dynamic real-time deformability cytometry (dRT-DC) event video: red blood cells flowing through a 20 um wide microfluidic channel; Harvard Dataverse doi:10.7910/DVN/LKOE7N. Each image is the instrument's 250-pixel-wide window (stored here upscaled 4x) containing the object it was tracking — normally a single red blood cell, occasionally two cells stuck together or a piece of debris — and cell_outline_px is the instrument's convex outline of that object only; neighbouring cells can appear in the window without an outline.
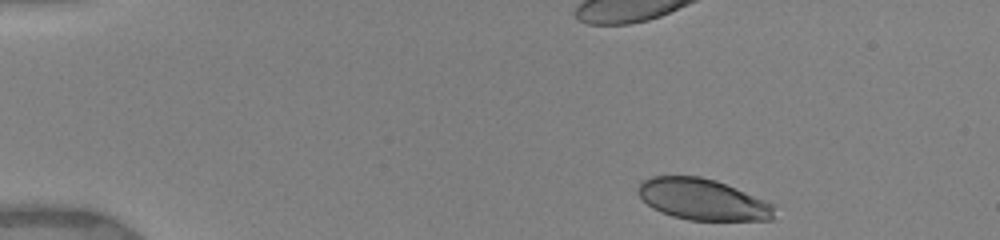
{"species": "human", "species_latin": "Homo sapiens", "temperature_condition": "warm", "stored_images_in_passage": 19, "camera_frame_rate_fps": 3000, "um_per_image_px": 0.085, "donor": {"sex": "female"}, "frame": {"image": 1, "passage_image": 1, "time_ms": 0.0, "image_size_px": [1000, 240], "cell_outline_px": [[776, 204], [772, 220], [688, 220], [672, 216], [660, 212], [652, 208], [636, 192], [636, 188], [640, 180], [652, 176], [700, 176], [716, 180]], "centroid_in_image_um": [59.71, 16.94], "position_along_channel_um": 25.3, "area_um2": 33.06}}
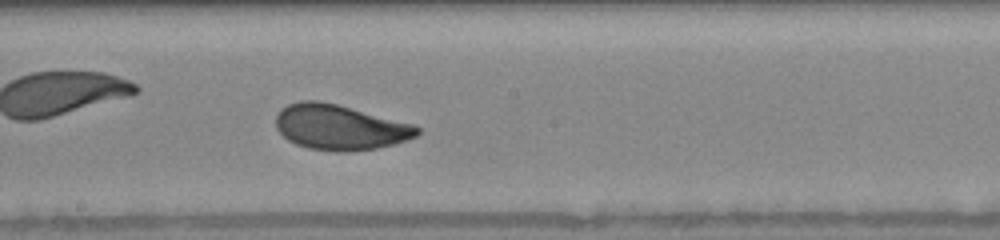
{"frame": {"image": 2, "passage_image": 19, "time_ms": 7.333, "image_size_px": [1000, 240], "cell_outline_px": [[420, 132], [416, 136], [396, 144], [376, 148], [348, 152], [336, 152], [308, 148], [296, 144], [288, 140], [276, 128], [276, 116], [280, 108], [288, 104], [300, 100], [320, 100], [416, 124], [420, 128]], "centroid_in_image_um": [28.89, 10.81], "position_along_channel_um": 219.3, "area_um2": 37.57}}